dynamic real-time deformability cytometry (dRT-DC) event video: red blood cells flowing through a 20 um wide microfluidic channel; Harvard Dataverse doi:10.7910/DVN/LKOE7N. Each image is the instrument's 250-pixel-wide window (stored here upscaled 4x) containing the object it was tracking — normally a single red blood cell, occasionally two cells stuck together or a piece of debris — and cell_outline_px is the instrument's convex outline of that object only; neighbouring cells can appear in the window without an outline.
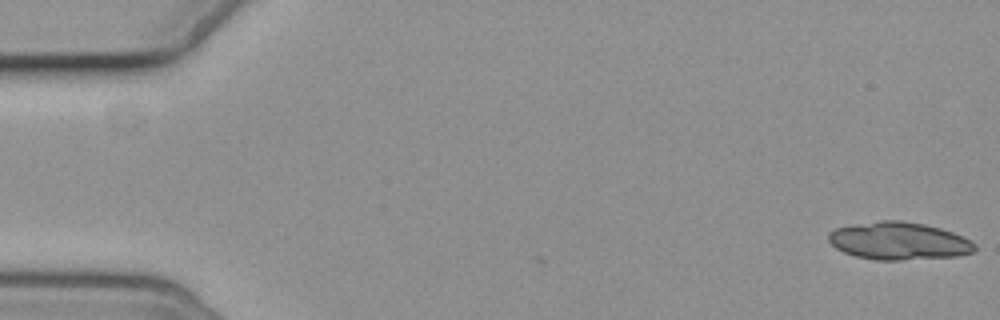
{"species": "common noctule bat (a hibernating species)", "species_latin": "Nyctalus noctula", "temperature_condition": "cold", "stored_images_in_passage": 5, "camera_frame_rate_fps": 3000, "um_per_image_px": 0.085, "animal": {"sex": "female", "body_mass_g": 19.3, "forearm_length_mm": 54.1}, "frame": {"image": 1, "passage_image": 1, "time_ms": 0.0, "image_size_px": [1000, 320], "cell_outline_px": [[976, 248], [972, 252], [956, 256], [900, 260], [876, 260], [856, 256], [844, 252], [836, 248], [828, 240], [828, 232], [836, 228], [880, 220], [900, 220], [924, 224], [940, 228], [952, 232], [972, 240], [976, 244]], "centroid_in_image_um": [76.41, 20.48], "position_along_channel_um": 8.6, "area_um2": 31.96}}